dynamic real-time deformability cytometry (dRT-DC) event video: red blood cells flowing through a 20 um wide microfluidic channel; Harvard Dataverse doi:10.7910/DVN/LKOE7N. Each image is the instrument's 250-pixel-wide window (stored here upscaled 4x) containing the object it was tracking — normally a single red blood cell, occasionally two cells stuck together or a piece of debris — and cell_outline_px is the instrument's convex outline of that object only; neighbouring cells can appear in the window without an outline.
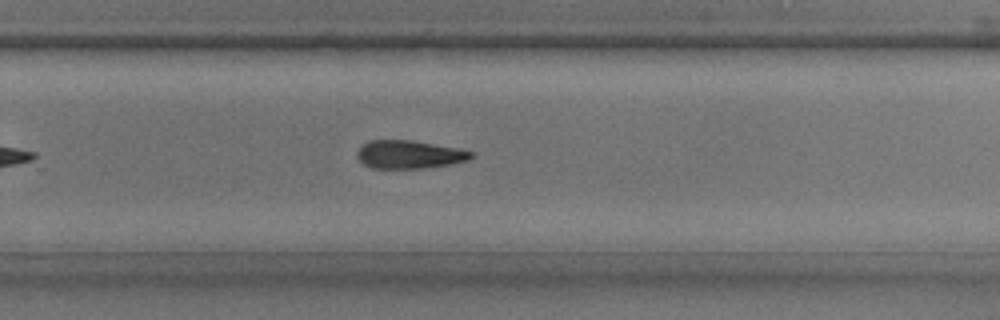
{"species": "common noctule bat (a hibernating species)", "species_latin": "Nyctalus noctula", "temperature_condition": "room temperature", "stored_images_in_passage": 22, "camera_frame_rate_fps": 3000, "um_per_image_px": 0.085, "animal": {"sex": "male", "body_mass_g": 17.9, "forearm_length_mm": 54.2}, "frame": {"image": 1, "passage_image": 16, "time_ms": 5.0, "image_size_px": [1000, 320], "cell_outline_px": [[476, 156], [468, 160], [452, 164], [424, 168], [372, 168], [364, 164], [356, 156], [356, 152], [360, 144], [368, 140], [408, 140], [460, 148], [476, 152]], "centroid_in_image_um": [34.81, 13.12], "position_along_channel_um": 295.0, "area_um2": 19.02}}